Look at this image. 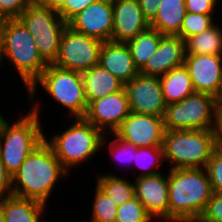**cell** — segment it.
<instances>
[{
    "instance_id": "36",
    "label": "cell",
    "mask_w": 222,
    "mask_h": 222,
    "mask_svg": "<svg viewBox=\"0 0 222 222\" xmlns=\"http://www.w3.org/2000/svg\"><path fill=\"white\" fill-rule=\"evenodd\" d=\"M218 0H185L186 12L214 15L217 13Z\"/></svg>"
},
{
    "instance_id": "45",
    "label": "cell",
    "mask_w": 222,
    "mask_h": 222,
    "mask_svg": "<svg viewBox=\"0 0 222 222\" xmlns=\"http://www.w3.org/2000/svg\"><path fill=\"white\" fill-rule=\"evenodd\" d=\"M2 68V64H1V56H0V69Z\"/></svg>"
},
{
    "instance_id": "20",
    "label": "cell",
    "mask_w": 222,
    "mask_h": 222,
    "mask_svg": "<svg viewBox=\"0 0 222 222\" xmlns=\"http://www.w3.org/2000/svg\"><path fill=\"white\" fill-rule=\"evenodd\" d=\"M81 74L88 105L94 100L124 88V83L121 80L99 64L92 66Z\"/></svg>"
},
{
    "instance_id": "8",
    "label": "cell",
    "mask_w": 222,
    "mask_h": 222,
    "mask_svg": "<svg viewBox=\"0 0 222 222\" xmlns=\"http://www.w3.org/2000/svg\"><path fill=\"white\" fill-rule=\"evenodd\" d=\"M217 120V98L200 92L167 104L163 116L165 130H216Z\"/></svg>"
},
{
    "instance_id": "18",
    "label": "cell",
    "mask_w": 222,
    "mask_h": 222,
    "mask_svg": "<svg viewBox=\"0 0 222 222\" xmlns=\"http://www.w3.org/2000/svg\"><path fill=\"white\" fill-rule=\"evenodd\" d=\"M185 41L178 35H163L154 54L139 71L143 75L161 76L184 65Z\"/></svg>"
},
{
    "instance_id": "3",
    "label": "cell",
    "mask_w": 222,
    "mask_h": 222,
    "mask_svg": "<svg viewBox=\"0 0 222 222\" xmlns=\"http://www.w3.org/2000/svg\"><path fill=\"white\" fill-rule=\"evenodd\" d=\"M38 101L29 98V112L20 115L12 123L4 116L0 119V157L11 177L45 139V131L40 122L41 105Z\"/></svg>"
},
{
    "instance_id": "34",
    "label": "cell",
    "mask_w": 222,
    "mask_h": 222,
    "mask_svg": "<svg viewBox=\"0 0 222 222\" xmlns=\"http://www.w3.org/2000/svg\"><path fill=\"white\" fill-rule=\"evenodd\" d=\"M96 1L98 0H63L56 10L60 17L68 23L75 15Z\"/></svg>"
},
{
    "instance_id": "31",
    "label": "cell",
    "mask_w": 222,
    "mask_h": 222,
    "mask_svg": "<svg viewBox=\"0 0 222 222\" xmlns=\"http://www.w3.org/2000/svg\"><path fill=\"white\" fill-rule=\"evenodd\" d=\"M152 216L146 211L143 204L136 198L126 201L118 207L116 222H153Z\"/></svg>"
},
{
    "instance_id": "19",
    "label": "cell",
    "mask_w": 222,
    "mask_h": 222,
    "mask_svg": "<svg viewBox=\"0 0 222 222\" xmlns=\"http://www.w3.org/2000/svg\"><path fill=\"white\" fill-rule=\"evenodd\" d=\"M99 65L124 84L139 73L127 44L122 42H103L99 52Z\"/></svg>"
},
{
    "instance_id": "1",
    "label": "cell",
    "mask_w": 222,
    "mask_h": 222,
    "mask_svg": "<svg viewBox=\"0 0 222 222\" xmlns=\"http://www.w3.org/2000/svg\"><path fill=\"white\" fill-rule=\"evenodd\" d=\"M69 173L44 140L38 145L12 175V195L33 199L45 205L60 179Z\"/></svg>"
},
{
    "instance_id": "39",
    "label": "cell",
    "mask_w": 222,
    "mask_h": 222,
    "mask_svg": "<svg viewBox=\"0 0 222 222\" xmlns=\"http://www.w3.org/2000/svg\"><path fill=\"white\" fill-rule=\"evenodd\" d=\"M63 0H32L33 5L57 8Z\"/></svg>"
},
{
    "instance_id": "42",
    "label": "cell",
    "mask_w": 222,
    "mask_h": 222,
    "mask_svg": "<svg viewBox=\"0 0 222 222\" xmlns=\"http://www.w3.org/2000/svg\"><path fill=\"white\" fill-rule=\"evenodd\" d=\"M0 222H5L4 215L1 210V206H0Z\"/></svg>"
},
{
    "instance_id": "16",
    "label": "cell",
    "mask_w": 222,
    "mask_h": 222,
    "mask_svg": "<svg viewBox=\"0 0 222 222\" xmlns=\"http://www.w3.org/2000/svg\"><path fill=\"white\" fill-rule=\"evenodd\" d=\"M195 92L217 98L222 90V55H186L184 61Z\"/></svg>"
},
{
    "instance_id": "35",
    "label": "cell",
    "mask_w": 222,
    "mask_h": 222,
    "mask_svg": "<svg viewBox=\"0 0 222 222\" xmlns=\"http://www.w3.org/2000/svg\"><path fill=\"white\" fill-rule=\"evenodd\" d=\"M32 5V0H0V16L3 19L18 18L25 9Z\"/></svg>"
},
{
    "instance_id": "32",
    "label": "cell",
    "mask_w": 222,
    "mask_h": 222,
    "mask_svg": "<svg viewBox=\"0 0 222 222\" xmlns=\"http://www.w3.org/2000/svg\"><path fill=\"white\" fill-rule=\"evenodd\" d=\"M206 170L213 192H222V150L218 147L208 160Z\"/></svg>"
},
{
    "instance_id": "27",
    "label": "cell",
    "mask_w": 222,
    "mask_h": 222,
    "mask_svg": "<svg viewBox=\"0 0 222 222\" xmlns=\"http://www.w3.org/2000/svg\"><path fill=\"white\" fill-rule=\"evenodd\" d=\"M133 159L135 172L140 169L139 173L136 172V177L161 173L162 171H158V167L165 163L162 146L138 147Z\"/></svg>"
},
{
    "instance_id": "14",
    "label": "cell",
    "mask_w": 222,
    "mask_h": 222,
    "mask_svg": "<svg viewBox=\"0 0 222 222\" xmlns=\"http://www.w3.org/2000/svg\"><path fill=\"white\" fill-rule=\"evenodd\" d=\"M68 26L102 42L111 41L113 31L112 0H98L91 3L75 15L68 22Z\"/></svg>"
},
{
    "instance_id": "29",
    "label": "cell",
    "mask_w": 222,
    "mask_h": 222,
    "mask_svg": "<svg viewBox=\"0 0 222 222\" xmlns=\"http://www.w3.org/2000/svg\"><path fill=\"white\" fill-rule=\"evenodd\" d=\"M109 135L110 133H108V135L107 134L104 135L101 144V149H103L104 146H105L104 148H106L107 145V149L109 148V150L107 151L108 152L110 151L109 154L111 155L110 157L113 159V161L115 160V162L119 163V165L123 163L125 167L127 165L131 167L137 147H134L133 145L122 141L121 139L116 137L113 133H112L113 139L111 140L109 139L110 138Z\"/></svg>"
},
{
    "instance_id": "11",
    "label": "cell",
    "mask_w": 222,
    "mask_h": 222,
    "mask_svg": "<svg viewBox=\"0 0 222 222\" xmlns=\"http://www.w3.org/2000/svg\"><path fill=\"white\" fill-rule=\"evenodd\" d=\"M131 112L163 117L165 103L159 76L138 73L124 84Z\"/></svg>"
},
{
    "instance_id": "4",
    "label": "cell",
    "mask_w": 222,
    "mask_h": 222,
    "mask_svg": "<svg viewBox=\"0 0 222 222\" xmlns=\"http://www.w3.org/2000/svg\"><path fill=\"white\" fill-rule=\"evenodd\" d=\"M0 56L2 66L6 60L12 63L26 92L48 66L42 59L33 36L18 18L3 21Z\"/></svg>"
},
{
    "instance_id": "24",
    "label": "cell",
    "mask_w": 222,
    "mask_h": 222,
    "mask_svg": "<svg viewBox=\"0 0 222 222\" xmlns=\"http://www.w3.org/2000/svg\"><path fill=\"white\" fill-rule=\"evenodd\" d=\"M186 55H222V27L215 23L208 30L185 41Z\"/></svg>"
},
{
    "instance_id": "6",
    "label": "cell",
    "mask_w": 222,
    "mask_h": 222,
    "mask_svg": "<svg viewBox=\"0 0 222 222\" xmlns=\"http://www.w3.org/2000/svg\"><path fill=\"white\" fill-rule=\"evenodd\" d=\"M73 120L74 123L60 133H55L50 139L45 134L44 139L68 173H71L72 168L84 164L99 154L105 135L84 118Z\"/></svg>"
},
{
    "instance_id": "43",
    "label": "cell",
    "mask_w": 222,
    "mask_h": 222,
    "mask_svg": "<svg viewBox=\"0 0 222 222\" xmlns=\"http://www.w3.org/2000/svg\"><path fill=\"white\" fill-rule=\"evenodd\" d=\"M3 21H4V19L0 16V33H1V28H2Z\"/></svg>"
},
{
    "instance_id": "30",
    "label": "cell",
    "mask_w": 222,
    "mask_h": 222,
    "mask_svg": "<svg viewBox=\"0 0 222 222\" xmlns=\"http://www.w3.org/2000/svg\"><path fill=\"white\" fill-rule=\"evenodd\" d=\"M214 15H205L199 13H188L186 12L183 19V24L178 34L184 41L189 37L200 34L208 30L211 26L215 24Z\"/></svg>"
},
{
    "instance_id": "17",
    "label": "cell",
    "mask_w": 222,
    "mask_h": 222,
    "mask_svg": "<svg viewBox=\"0 0 222 222\" xmlns=\"http://www.w3.org/2000/svg\"><path fill=\"white\" fill-rule=\"evenodd\" d=\"M113 31L111 41L126 43L150 27L138 0H112Z\"/></svg>"
},
{
    "instance_id": "9",
    "label": "cell",
    "mask_w": 222,
    "mask_h": 222,
    "mask_svg": "<svg viewBox=\"0 0 222 222\" xmlns=\"http://www.w3.org/2000/svg\"><path fill=\"white\" fill-rule=\"evenodd\" d=\"M18 19L33 36L42 59L47 64H53L68 23L60 17L56 8L37 5L29 6Z\"/></svg>"
},
{
    "instance_id": "7",
    "label": "cell",
    "mask_w": 222,
    "mask_h": 222,
    "mask_svg": "<svg viewBox=\"0 0 222 222\" xmlns=\"http://www.w3.org/2000/svg\"><path fill=\"white\" fill-rule=\"evenodd\" d=\"M41 86L54 103H59L67 114L74 118H84L88 102L85 96L82 74L48 64L40 77L27 90V98H38L37 89Z\"/></svg>"
},
{
    "instance_id": "2",
    "label": "cell",
    "mask_w": 222,
    "mask_h": 222,
    "mask_svg": "<svg viewBox=\"0 0 222 222\" xmlns=\"http://www.w3.org/2000/svg\"><path fill=\"white\" fill-rule=\"evenodd\" d=\"M168 171L169 222H197L213 193L206 168Z\"/></svg>"
},
{
    "instance_id": "23",
    "label": "cell",
    "mask_w": 222,
    "mask_h": 222,
    "mask_svg": "<svg viewBox=\"0 0 222 222\" xmlns=\"http://www.w3.org/2000/svg\"><path fill=\"white\" fill-rule=\"evenodd\" d=\"M163 97L166 104L183 100L195 93L191 77L185 65L173 68L159 76Z\"/></svg>"
},
{
    "instance_id": "37",
    "label": "cell",
    "mask_w": 222,
    "mask_h": 222,
    "mask_svg": "<svg viewBox=\"0 0 222 222\" xmlns=\"http://www.w3.org/2000/svg\"><path fill=\"white\" fill-rule=\"evenodd\" d=\"M12 195L11 175L6 171L0 157V199Z\"/></svg>"
},
{
    "instance_id": "12",
    "label": "cell",
    "mask_w": 222,
    "mask_h": 222,
    "mask_svg": "<svg viewBox=\"0 0 222 222\" xmlns=\"http://www.w3.org/2000/svg\"><path fill=\"white\" fill-rule=\"evenodd\" d=\"M164 132L163 117L131 112L113 134L138 148L162 146Z\"/></svg>"
},
{
    "instance_id": "44",
    "label": "cell",
    "mask_w": 222,
    "mask_h": 222,
    "mask_svg": "<svg viewBox=\"0 0 222 222\" xmlns=\"http://www.w3.org/2000/svg\"><path fill=\"white\" fill-rule=\"evenodd\" d=\"M4 115L2 114V112L0 111V119L3 117Z\"/></svg>"
},
{
    "instance_id": "10",
    "label": "cell",
    "mask_w": 222,
    "mask_h": 222,
    "mask_svg": "<svg viewBox=\"0 0 222 222\" xmlns=\"http://www.w3.org/2000/svg\"><path fill=\"white\" fill-rule=\"evenodd\" d=\"M103 42L66 26L53 65L66 70L84 72L99 64V52Z\"/></svg>"
},
{
    "instance_id": "21",
    "label": "cell",
    "mask_w": 222,
    "mask_h": 222,
    "mask_svg": "<svg viewBox=\"0 0 222 222\" xmlns=\"http://www.w3.org/2000/svg\"><path fill=\"white\" fill-rule=\"evenodd\" d=\"M5 222H41L46 205L33 200L9 195L0 199Z\"/></svg>"
},
{
    "instance_id": "22",
    "label": "cell",
    "mask_w": 222,
    "mask_h": 222,
    "mask_svg": "<svg viewBox=\"0 0 222 222\" xmlns=\"http://www.w3.org/2000/svg\"><path fill=\"white\" fill-rule=\"evenodd\" d=\"M186 14L185 0H161L150 27L163 35H178Z\"/></svg>"
},
{
    "instance_id": "28",
    "label": "cell",
    "mask_w": 222,
    "mask_h": 222,
    "mask_svg": "<svg viewBox=\"0 0 222 222\" xmlns=\"http://www.w3.org/2000/svg\"><path fill=\"white\" fill-rule=\"evenodd\" d=\"M94 192L90 222H116L118 206L97 186Z\"/></svg>"
},
{
    "instance_id": "26",
    "label": "cell",
    "mask_w": 222,
    "mask_h": 222,
    "mask_svg": "<svg viewBox=\"0 0 222 222\" xmlns=\"http://www.w3.org/2000/svg\"><path fill=\"white\" fill-rule=\"evenodd\" d=\"M96 186L102 190L118 207L135 197L134 180L121 178L120 175L108 173L97 175Z\"/></svg>"
},
{
    "instance_id": "5",
    "label": "cell",
    "mask_w": 222,
    "mask_h": 222,
    "mask_svg": "<svg viewBox=\"0 0 222 222\" xmlns=\"http://www.w3.org/2000/svg\"><path fill=\"white\" fill-rule=\"evenodd\" d=\"M164 160L170 169L206 168L217 148L216 130H165Z\"/></svg>"
},
{
    "instance_id": "33",
    "label": "cell",
    "mask_w": 222,
    "mask_h": 222,
    "mask_svg": "<svg viewBox=\"0 0 222 222\" xmlns=\"http://www.w3.org/2000/svg\"><path fill=\"white\" fill-rule=\"evenodd\" d=\"M197 222H222V192H213Z\"/></svg>"
},
{
    "instance_id": "25",
    "label": "cell",
    "mask_w": 222,
    "mask_h": 222,
    "mask_svg": "<svg viewBox=\"0 0 222 222\" xmlns=\"http://www.w3.org/2000/svg\"><path fill=\"white\" fill-rule=\"evenodd\" d=\"M162 36L163 34L158 30L149 27L147 30L139 33L135 38L126 42L134 65L139 71L157 50Z\"/></svg>"
},
{
    "instance_id": "41",
    "label": "cell",
    "mask_w": 222,
    "mask_h": 222,
    "mask_svg": "<svg viewBox=\"0 0 222 222\" xmlns=\"http://www.w3.org/2000/svg\"><path fill=\"white\" fill-rule=\"evenodd\" d=\"M217 113L218 116H222V90L220 95L217 97Z\"/></svg>"
},
{
    "instance_id": "38",
    "label": "cell",
    "mask_w": 222,
    "mask_h": 222,
    "mask_svg": "<svg viewBox=\"0 0 222 222\" xmlns=\"http://www.w3.org/2000/svg\"><path fill=\"white\" fill-rule=\"evenodd\" d=\"M161 0H138L142 13L151 22L158 12V4Z\"/></svg>"
},
{
    "instance_id": "13",
    "label": "cell",
    "mask_w": 222,
    "mask_h": 222,
    "mask_svg": "<svg viewBox=\"0 0 222 222\" xmlns=\"http://www.w3.org/2000/svg\"><path fill=\"white\" fill-rule=\"evenodd\" d=\"M130 113L129 101L123 88L92 101L84 119L104 134H112Z\"/></svg>"
},
{
    "instance_id": "15",
    "label": "cell",
    "mask_w": 222,
    "mask_h": 222,
    "mask_svg": "<svg viewBox=\"0 0 222 222\" xmlns=\"http://www.w3.org/2000/svg\"><path fill=\"white\" fill-rule=\"evenodd\" d=\"M133 182L135 197L152 218L169 222L168 172L135 177Z\"/></svg>"
},
{
    "instance_id": "40",
    "label": "cell",
    "mask_w": 222,
    "mask_h": 222,
    "mask_svg": "<svg viewBox=\"0 0 222 222\" xmlns=\"http://www.w3.org/2000/svg\"><path fill=\"white\" fill-rule=\"evenodd\" d=\"M216 132L217 147L222 150V116H218Z\"/></svg>"
}]
</instances>
